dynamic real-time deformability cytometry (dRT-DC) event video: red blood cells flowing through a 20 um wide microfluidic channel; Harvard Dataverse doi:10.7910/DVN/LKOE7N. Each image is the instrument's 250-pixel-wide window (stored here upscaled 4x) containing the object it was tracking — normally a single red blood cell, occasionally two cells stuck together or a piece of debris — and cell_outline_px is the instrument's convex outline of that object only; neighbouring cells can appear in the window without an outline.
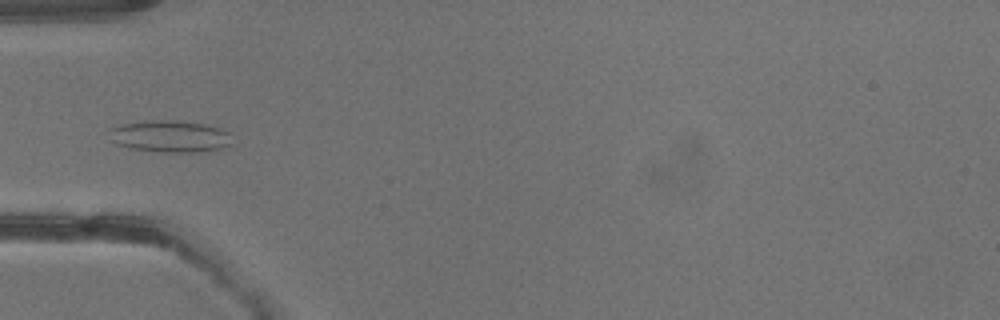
{"species": "common noctule bat (a hibernating species)", "species_latin": "Nyctalus noctula", "temperature_condition": "warm", "stored_images_in_passage": 28, "camera_frame_rate_fps": 3000, "um_per_image_px": 0.085, "animal": {"sex": "male", "body_mass_g": 13.3}, "frame": {"image": 1, "passage_image": 3, "time_ms": 0.667, "image_size_px": [1000, 320], "cell_outline_px": [[232, 144], [224, 148], [196, 152], [160, 152], [132, 148], [116, 144], [112, 140], [108, 128], [124, 124], [152, 120], [172, 120], [208, 124], [220, 128], [228, 132]], "centroid_in_image_um": [14.48, 11.59], "position_along_channel_um": 70.5, "area_um2": 22.77}}
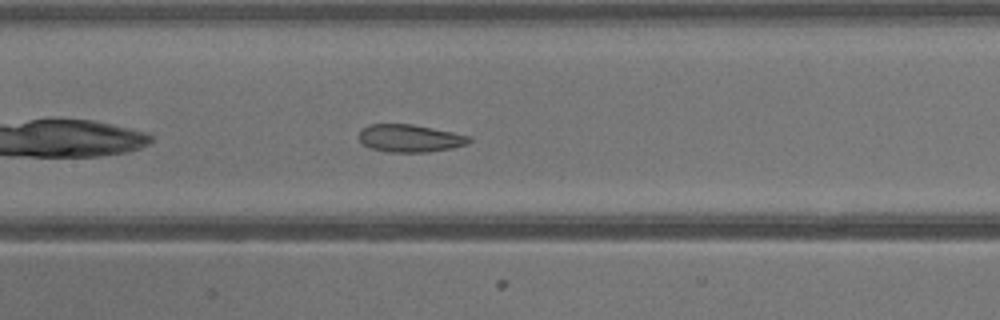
{"frame": {"image": 2, "passage_image": 9, "time_ms": 2.667, "image_size_px": [1000, 320], "cell_outline_px": [[472, 140], [468, 144], [452, 148], [428, 152], [392, 152], [368, 148], [360, 140], [360, 128], [368, 124], [412, 124], [472, 136]], "centroid_in_image_um": [34.86, 11.75], "position_along_channel_um": 172.5, "area_um2": 17.8}}
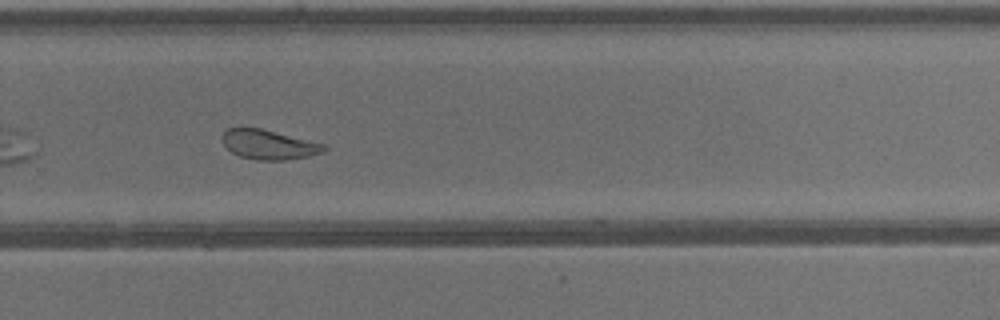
{"frame": {"image": 3, "passage_image": 17, "time_ms": 5.333, "image_size_px": [1000, 320], "cell_outline_px": [[328, 148], [324, 152], [308, 156], [284, 160], [256, 160], [240, 156], [232, 152], [224, 144], [220, 136], [228, 128], [260, 128], [324, 144]], "centroid_in_image_um": [22.84, 12.29], "position_along_channel_um": 307.0, "area_um2": 17.34}}